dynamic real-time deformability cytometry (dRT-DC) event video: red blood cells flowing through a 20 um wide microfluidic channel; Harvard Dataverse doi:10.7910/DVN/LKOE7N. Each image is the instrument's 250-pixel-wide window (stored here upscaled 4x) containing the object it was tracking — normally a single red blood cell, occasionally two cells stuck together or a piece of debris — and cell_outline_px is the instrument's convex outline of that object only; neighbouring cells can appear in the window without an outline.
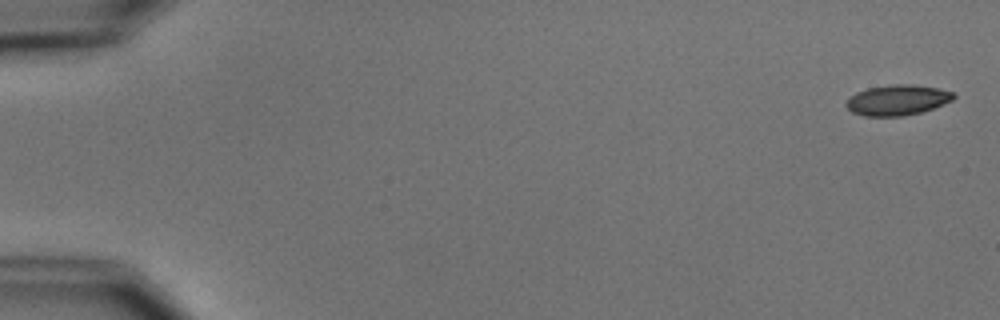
{"species": "common noctule bat (a hibernating species)", "species_latin": "Nyctalus noctula", "temperature_condition": "cold", "stored_images_in_passage": 5, "camera_frame_rate_fps": 3000, "um_per_image_px": 0.085, "animal": {"sex": "male", "body_mass_g": 15.6}, "frame": {"image": 1, "passage_image": 1, "time_ms": 0.0, "image_size_px": [1000, 320], "cell_outline_px": [[956, 96], [952, 100], [932, 108], [920, 112], [904, 116], [864, 116], [852, 112], [844, 104], [856, 92], [868, 88], [892, 84], [912, 84], [936, 88], [952, 92]], "centroid_in_image_um": [76.25, 8.5], "position_along_channel_um": 8.7, "area_um2": 18.84}}
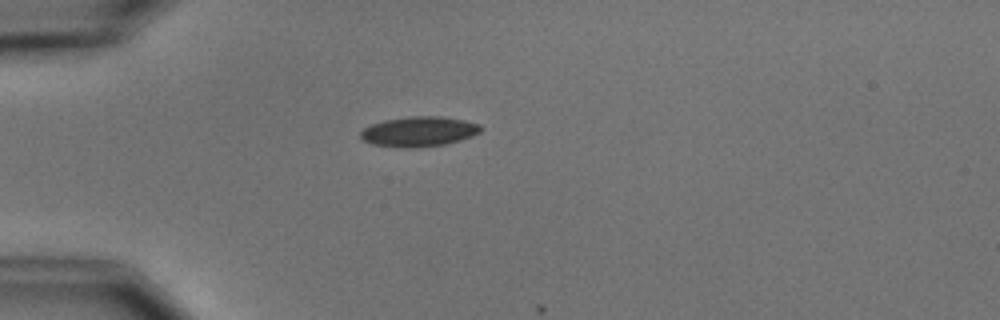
{"frame": {"image": 2, "passage_image": 5, "time_ms": 4.667, "image_size_px": [1000, 320], "cell_outline_px": [[480, 132], [472, 136], [460, 140], [444, 144], [412, 148], [400, 148], [372, 144], [364, 140], [360, 136], [360, 132], [364, 128], [372, 124], [384, 120], [412, 116], [440, 116], [464, 120], [480, 124]], "centroid_in_image_um": [35.59, 11.18], "position_along_channel_um": 49.4, "area_um2": 20.92}}